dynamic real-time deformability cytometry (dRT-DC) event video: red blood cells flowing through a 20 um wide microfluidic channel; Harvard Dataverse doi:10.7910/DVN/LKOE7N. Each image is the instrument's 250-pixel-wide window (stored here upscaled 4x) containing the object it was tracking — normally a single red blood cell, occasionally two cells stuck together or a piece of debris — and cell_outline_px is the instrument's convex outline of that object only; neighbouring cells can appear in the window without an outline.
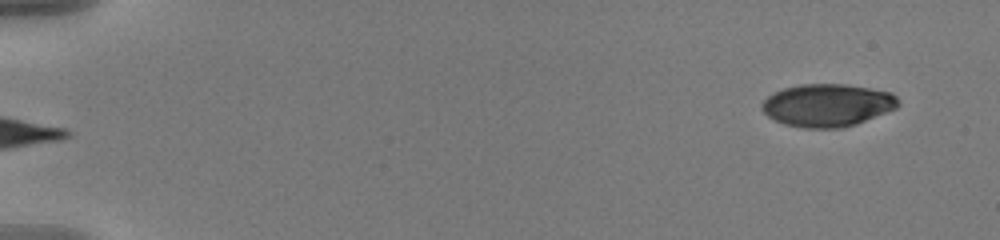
{"species": "human", "species_latin": "Homo sapiens", "temperature_condition": "warm", "stored_images_in_passage": 9, "segment_of_instrument_passage": [2, 2], "camera_frame_rate_fps": 3000, "um_per_image_px": 0.085, "donor": {"sex": "male"}, "frame": {"image": 1, "passage_image": 9, "time_ms": 2.667, "image_size_px": [1000, 240], "cell_outline_px": [[900, 104], [896, 108], [856, 124], [844, 128], [804, 128], [784, 124], [768, 116], [760, 108], [760, 104], [772, 92], [784, 88], [800, 84], [844, 84], [892, 92], [900, 100]], "centroid_in_image_um": [70.32, 8.94], "position_along_channel_um": 14.7, "area_um2": 34.04}}